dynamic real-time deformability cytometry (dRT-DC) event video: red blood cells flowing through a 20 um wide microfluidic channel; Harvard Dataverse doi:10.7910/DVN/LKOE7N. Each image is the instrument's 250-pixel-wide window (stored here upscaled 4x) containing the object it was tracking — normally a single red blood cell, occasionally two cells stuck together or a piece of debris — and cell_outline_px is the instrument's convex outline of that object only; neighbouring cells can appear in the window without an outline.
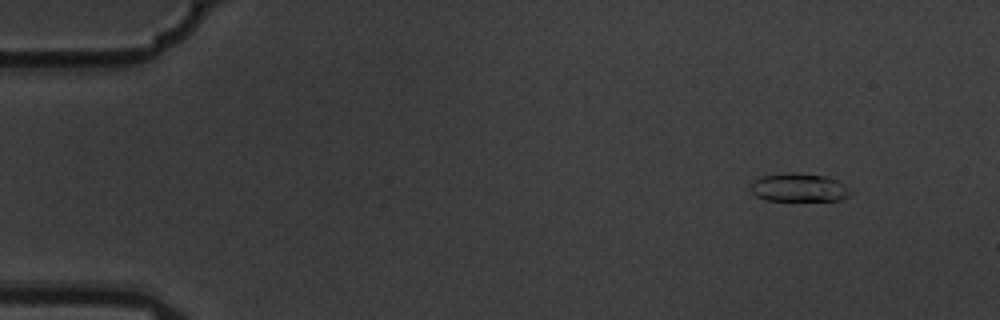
{"species": "common noctule bat (a hibernating species)", "species_latin": "Nyctalus noctula", "temperature_condition": "warm", "stored_images_in_passage": 4, "camera_frame_rate_fps": 3000, "um_per_image_px": 0.085, "animal": {"sex": "male", "body_mass_g": 19.5, "forearm_length_mm": 54.6}, "frame": {"image": 1, "passage_image": 1, "time_ms": 0.0, "image_size_px": [1000, 320], "cell_outline_px": [[852, 192], [848, 196], [840, 200], [764, 200], [756, 196], [752, 192], [752, 180], [760, 176], [788, 172], [796, 172], [824, 176], [836, 180], [844, 184]], "centroid_in_image_um": [67.88, 15.93], "position_along_channel_um": 17.1, "area_um2": 16.47}}